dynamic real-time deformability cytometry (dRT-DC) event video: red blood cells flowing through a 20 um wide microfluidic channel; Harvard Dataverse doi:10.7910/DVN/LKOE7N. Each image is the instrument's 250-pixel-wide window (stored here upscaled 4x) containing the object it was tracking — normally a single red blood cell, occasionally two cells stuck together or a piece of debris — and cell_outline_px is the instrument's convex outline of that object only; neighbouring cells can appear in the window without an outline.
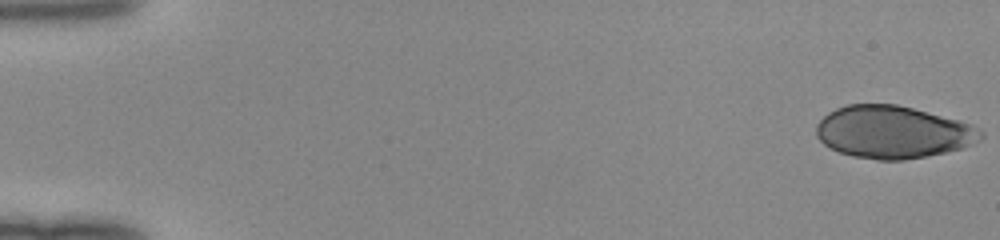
{"species": "human", "species_latin": "Homo sapiens", "temperature_condition": "room temperature", "stored_images_in_passage": 49, "camera_frame_rate_fps": 3000, "um_per_image_px": 0.085, "donor": {"sex": "female"}, "frame": {"image": 1, "passage_image": 1, "time_ms": 0.0, "image_size_px": [1000, 240], "cell_outline_px": [[984, 136], [980, 140], [972, 144], [960, 148], [944, 152], [904, 160], [876, 160], [852, 156], [828, 148], [816, 136], [816, 124], [828, 112], [836, 108], [848, 104], [896, 104], [960, 120], [972, 124], [980, 128], [984, 132]], "centroid_in_image_um": [75.89, 11.22], "position_along_channel_um": 9.1, "area_um2": 50.46}}
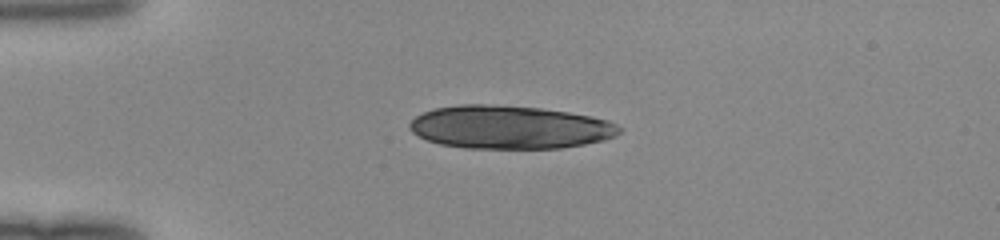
{"frame": {"image": 2, "passage_image": 13, "time_ms": 4.0, "image_size_px": [1000, 240], "cell_outline_px": [[624, 128], [616, 136], [604, 140], [584, 144], [560, 148], [464, 148], [440, 144], [428, 140], [412, 132], [408, 128], [408, 124], [416, 116], [424, 112], [436, 108], [460, 104], [484, 104], [540, 108], [568, 112], [608, 120]], "centroid_in_image_um": [43.33, 10.81], "position_along_channel_um": 41.7, "area_um2": 52.71}}